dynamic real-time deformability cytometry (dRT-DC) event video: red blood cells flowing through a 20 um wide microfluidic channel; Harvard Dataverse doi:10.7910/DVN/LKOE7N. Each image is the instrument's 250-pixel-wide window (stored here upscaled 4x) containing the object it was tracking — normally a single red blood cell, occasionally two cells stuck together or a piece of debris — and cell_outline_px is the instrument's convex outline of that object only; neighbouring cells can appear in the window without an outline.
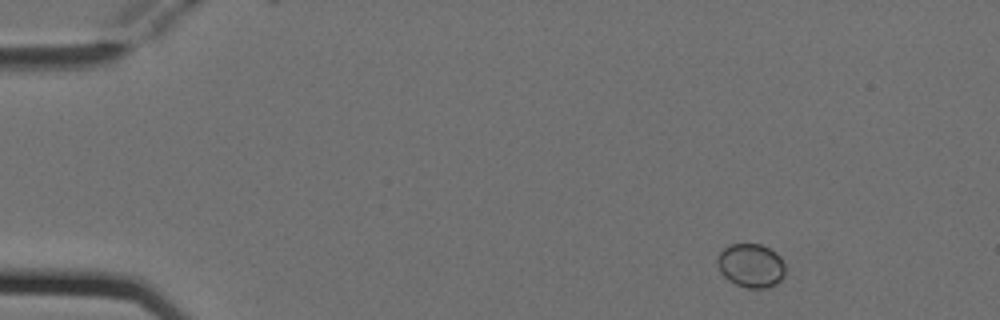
{"species": "Egyptian fruit bat (a non-hibernating species)", "species_latin": "Rousettus aegyptiacus", "temperature_condition": "cold", "stored_images_in_passage": 7, "camera_frame_rate_fps": 3000, "um_per_image_px": 0.085, "animal": {"sex": "female"}, "frame": {"image": 1, "passage_image": 1, "time_ms": 0.0, "image_size_px": [1000, 320], "cell_outline_px": [[784, 276], [776, 284], [764, 288], [748, 288], [736, 284], [728, 280], [720, 272], [716, 260], [716, 256], [724, 248], [732, 244], [760, 244], [776, 252], [780, 256], [784, 264]], "centroid_in_image_um": [63.81, 22.57], "position_along_channel_um": 21.2, "area_um2": 17.34}}
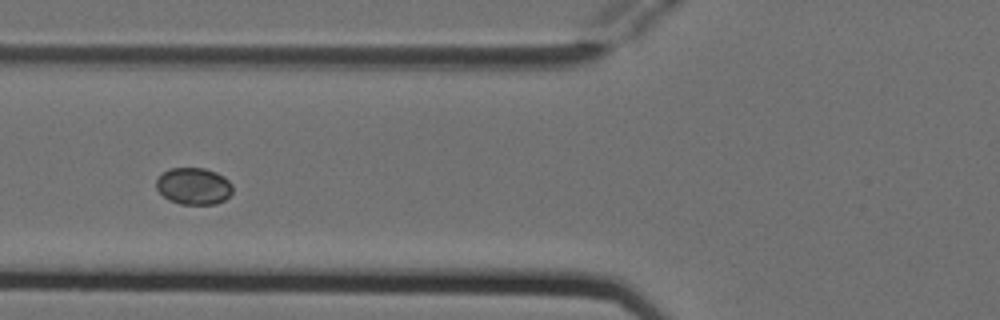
{"frame": {"image": 2, "passage_image": 4, "time_ms": 1.0, "image_size_px": [1000, 320], "cell_outline_px": [[232, 192], [224, 200], [216, 204], [180, 204], [168, 200], [156, 188], [156, 180], [168, 168], [204, 168], [216, 172], [224, 176], [232, 184]], "centroid_in_image_um": [16.46, 15.82], "position_along_channel_um": 109.3, "area_um2": 16.42}}
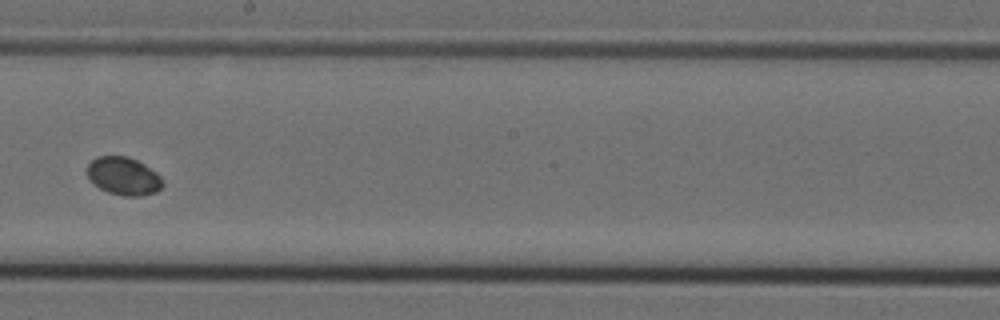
{"frame": {"image": 3, "passage_image": 7, "time_ms": 2.0, "image_size_px": [1000, 320], "cell_outline_px": [[164, 184], [156, 192], [140, 196], [124, 196], [108, 192], [100, 188], [88, 180], [88, 164], [96, 156], [128, 156], [144, 164], [156, 172], [160, 176]], "centroid_in_image_um": [10.5, 14.97], "position_along_channel_um": 237.7, "area_um2": 16.7}}